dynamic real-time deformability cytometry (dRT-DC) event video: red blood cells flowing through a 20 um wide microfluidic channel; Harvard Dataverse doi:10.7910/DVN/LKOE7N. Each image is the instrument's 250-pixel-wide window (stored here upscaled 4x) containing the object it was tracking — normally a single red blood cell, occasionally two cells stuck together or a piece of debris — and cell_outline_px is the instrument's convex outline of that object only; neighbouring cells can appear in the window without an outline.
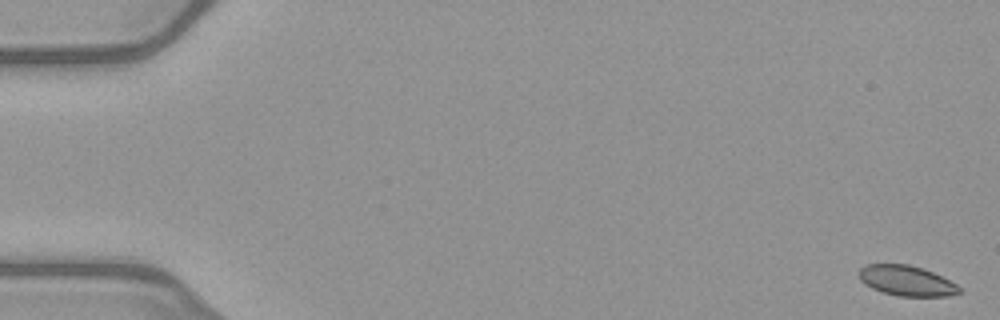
{"species": "common noctule bat (a hibernating species)", "species_latin": "Nyctalus noctula", "temperature_condition": "warm", "stored_images_in_passage": 52, "camera_frame_rate_fps": 3000, "um_per_image_px": 0.085, "animal": {"sex": "female", "body_mass_g": 21.9}, "frame": {"image": 1, "passage_image": 1, "time_ms": 0.0, "image_size_px": [1000, 320], "cell_outline_px": [[960, 292], [948, 296], [900, 296], [880, 292], [872, 288], [860, 280], [860, 268], [864, 264], [908, 264], [932, 272], [956, 284], [960, 288]], "centroid_in_image_um": [77.02, 23.86], "position_along_channel_um": 8.0, "area_um2": 17.46}}
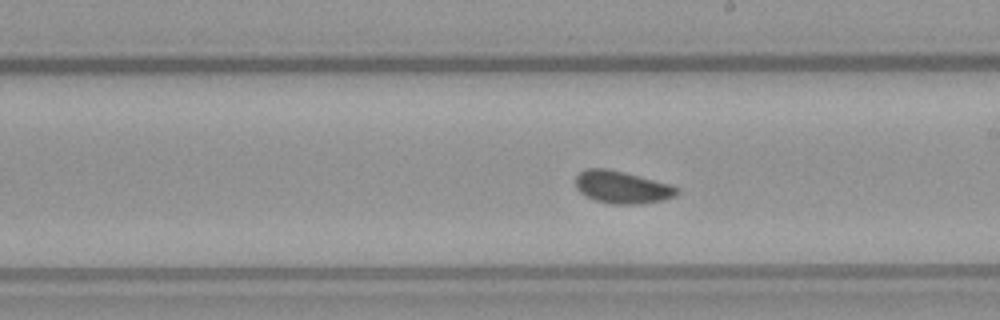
{"frame": {"image": 2, "passage_image": 30, "time_ms": 9.667, "image_size_px": [1000, 320], "cell_outline_px": [[680, 192], [676, 196], [664, 200], [636, 204], [612, 204], [596, 200], [580, 192], [576, 188], [576, 176], [580, 172], [588, 168], [608, 168], [672, 184], [680, 188]], "centroid_in_image_um": [52.93, 15.91], "position_along_channel_um": 236.1, "area_um2": 19.25}}
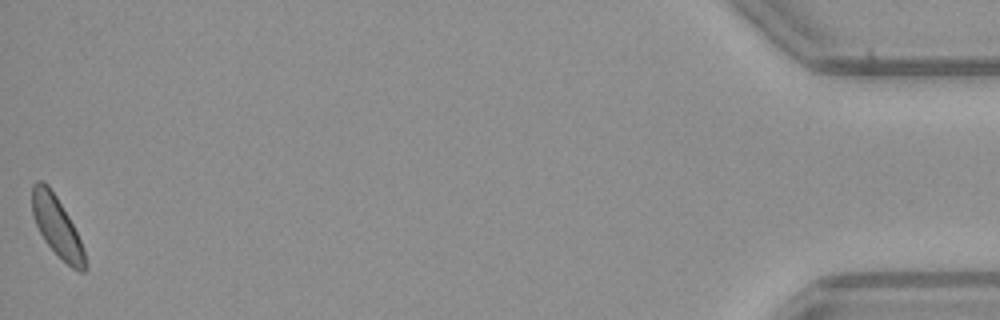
{"frame": {"image": 3, "passage_image": 52, "time_ms": 17.0, "image_size_px": [1000, 320], "cell_outline_px": [[88, 268], [84, 272], [80, 272], [72, 268], [44, 240], [36, 224], [32, 212], [32, 184], [36, 180], [44, 180], [48, 184], [56, 196], [68, 216], [84, 248], [88, 264]], "centroid_in_image_um": [4.85, 19.25], "position_along_channel_um": 430.3, "area_um2": 18.38}, "authors_computed_cell_mechanics": {"area_um2": 18.5538, "velocity_mm_per_s": 4.0069, "shape_relaxation_time_tau1_ms": null, "shape_relaxation_time_tau2_ms": 6.9741, "deformation_change_tau1": null, "deformation_change_tau2": 0.1178}}